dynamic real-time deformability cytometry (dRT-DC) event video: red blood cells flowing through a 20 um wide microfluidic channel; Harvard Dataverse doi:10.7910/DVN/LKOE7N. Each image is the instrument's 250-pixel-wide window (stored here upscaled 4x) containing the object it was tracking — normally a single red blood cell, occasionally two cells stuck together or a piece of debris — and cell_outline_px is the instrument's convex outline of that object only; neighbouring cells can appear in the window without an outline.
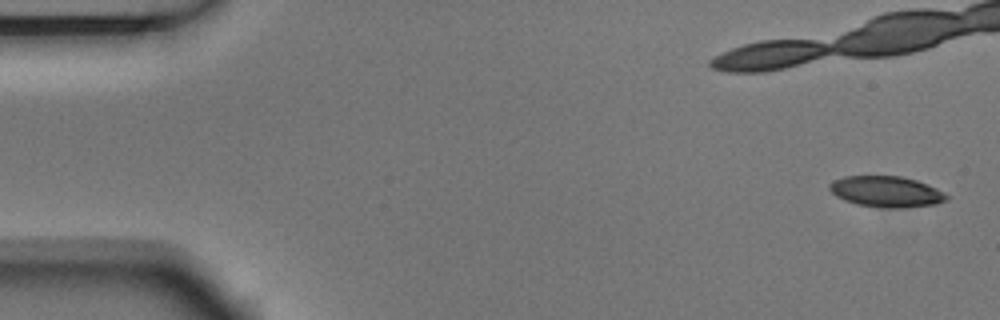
{"species": "Egyptian fruit bat (a non-hibernating species)", "species_latin": "Rousettus aegyptiacus", "temperature_condition": "room temperature", "stored_images_in_passage": 5, "camera_frame_rate_fps": 3000, "um_per_image_px": 0.085, "animal": {"sex": "male"}, "frame": {"image": 1, "passage_image": 1, "time_ms": 0.0, "image_size_px": [1000, 320], "cell_outline_px": [[948, 200], [936, 204], [900, 208], [888, 208], [856, 204], [844, 200], [836, 196], [828, 188], [828, 184], [832, 180], [844, 176], [900, 176], [916, 180], [936, 188], [944, 192], [948, 196]], "centroid_in_image_um": [75.31, 16.28], "position_along_channel_um": 9.7, "area_um2": 21.15}}